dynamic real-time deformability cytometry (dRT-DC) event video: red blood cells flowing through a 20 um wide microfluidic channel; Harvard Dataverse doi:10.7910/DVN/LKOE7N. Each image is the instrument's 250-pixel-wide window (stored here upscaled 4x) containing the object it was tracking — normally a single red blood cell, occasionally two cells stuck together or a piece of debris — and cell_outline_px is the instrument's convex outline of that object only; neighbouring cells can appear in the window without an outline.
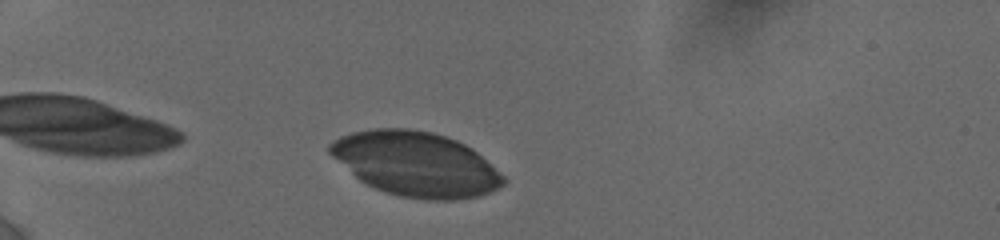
{"species": "human", "species_latin": "Homo sapiens", "temperature_condition": "cold", "stored_images_in_passage": 18, "camera_frame_rate_fps": 3000, "um_per_image_px": 0.085, "donor": {"sex": "female"}, "frame": {"image": 1, "passage_image": 9, "time_ms": 1.667, "image_size_px": [1000, 240], "cell_outline_px": [[504, 184], [488, 192], [476, 196], [456, 200], [424, 200], [400, 196], [384, 192], [364, 184], [332, 156], [328, 152], [328, 144], [340, 136], [352, 132], [372, 128], [408, 128], [432, 132], [456, 140], [472, 148], [504, 176]], "centroid_in_image_um": [35.3, 13.94], "position_along_channel_um": 49.7, "area_um2": 65.03}}